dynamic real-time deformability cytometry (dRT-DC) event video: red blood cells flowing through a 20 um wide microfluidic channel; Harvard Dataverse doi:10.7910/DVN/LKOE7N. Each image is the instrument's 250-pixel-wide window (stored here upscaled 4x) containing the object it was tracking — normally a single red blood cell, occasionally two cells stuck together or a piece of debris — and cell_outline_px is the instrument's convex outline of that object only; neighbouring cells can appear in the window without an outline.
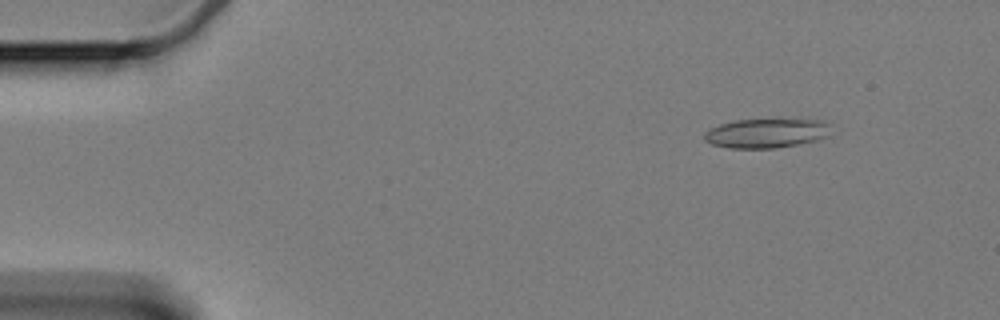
{"species": "Egyptian fruit bat (a non-hibernating species)", "species_latin": "Rousettus aegyptiacus", "temperature_condition": "cold", "stored_images_in_passage": 59, "camera_frame_rate_fps": 3000, "um_per_image_px": 0.085, "animal": {"sex": "female"}, "frame": {"image": 1, "passage_image": 5, "time_ms": 1.333, "image_size_px": [1000, 320], "cell_outline_px": [[828, 136], [816, 140], [776, 148], [728, 148], [712, 144], [704, 140], [704, 132], [720, 124], [736, 120], [824, 120], [828, 124]], "centroid_in_image_um": [65.1, 11.33], "position_along_channel_um": 19.9, "area_um2": 21.27}}
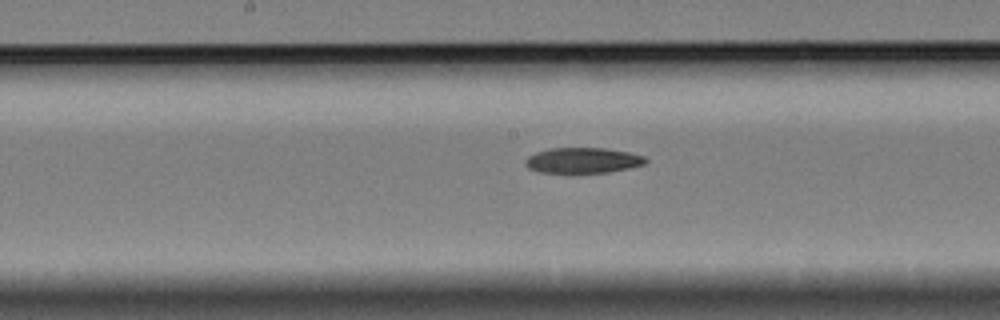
{"frame": {"image": 2, "passage_image": 29, "time_ms": 9.333, "image_size_px": [1000, 320], "cell_outline_px": [[648, 160], [644, 164], [628, 168], [608, 172], [568, 176], [540, 172], [528, 168], [524, 164], [524, 160], [528, 156], [536, 152], [548, 148], [604, 148], [628, 152], [644, 156]], "centroid_in_image_um": [49.46, 13.68], "position_along_channel_um": 198.7, "area_um2": 18.73}}
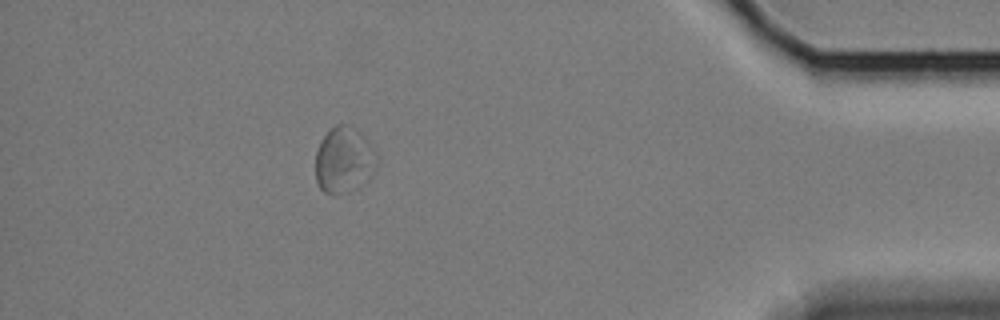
{"frame": {"image": 3, "passage_image": 52, "time_ms": 17.0, "image_size_px": [1000, 320], "cell_outline_px": [[380, 156], [376, 168], [360, 188], [344, 192], [324, 192], [320, 188], [316, 180], [316, 152], [320, 140], [336, 124], [348, 124], [360, 132]], "centroid_in_image_um": [29.27, 13.59], "position_along_channel_um": 405.9, "area_um2": 23.64}}